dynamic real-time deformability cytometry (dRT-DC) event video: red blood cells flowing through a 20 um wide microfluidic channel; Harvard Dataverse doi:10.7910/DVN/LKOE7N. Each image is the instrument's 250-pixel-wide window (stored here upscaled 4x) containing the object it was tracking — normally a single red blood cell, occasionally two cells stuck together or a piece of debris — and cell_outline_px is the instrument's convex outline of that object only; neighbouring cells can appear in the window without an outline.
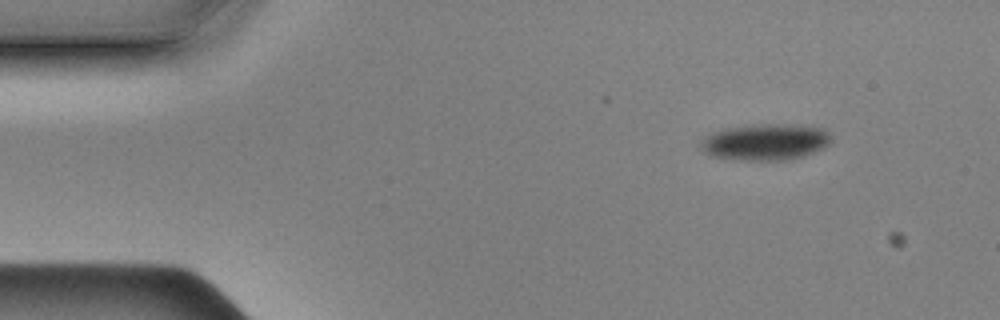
{"species": "Egyptian fruit bat (a non-hibernating species)", "species_latin": "Rousettus aegyptiacus", "temperature_condition": "cold", "stored_images_in_passage": 51, "camera_frame_rate_fps": 3000, "um_per_image_px": 0.085, "animal": {"sex": "male"}, "frame": {"image": 1, "passage_image": 1, "time_ms": 0.0, "image_size_px": [1000, 320], "cell_outline_px": [[832, 140], [824, 148], [804, 156], [788, 160], [740, 160], [712, 156], [704, 152], [700, 148], [700, 140], [704, 136], [720, 128], [752, 124], [776, 124], [820, 128], [828, 132], [832, 136]], "centroid_in_image_um": [65.0, 12.07], "position_along_channel_um": 20.0, "area_um2": 27.92}}
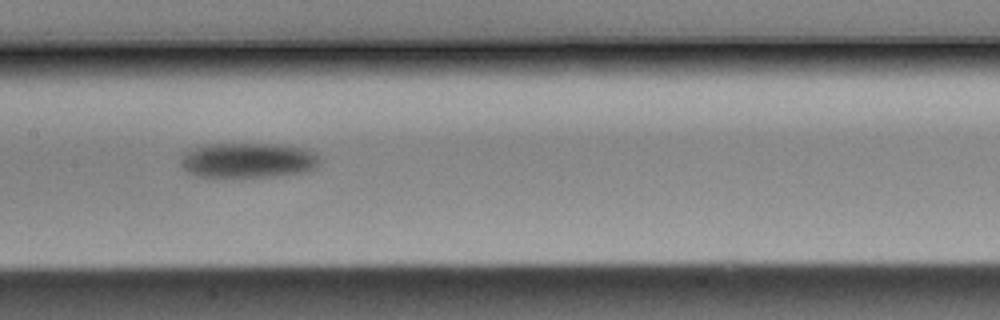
{"frame": {"image": 2, "passage_image": 22, "time_ms": 7.0, "image_size_px": [1000, 320], "cell_outline_px": [[320, 164], [316, 168], [304, 172], [276, 176], [196, 176], [184, 172], [180, 168], [180, 152], [184, 148], [200, 144], [272, 144], [300, 148], [312, 152], [320, 160]], "centroid_in_image_um": [20.92, 13.61], "position_along_channel_um": 186.5, "area_um2": 28.78}}
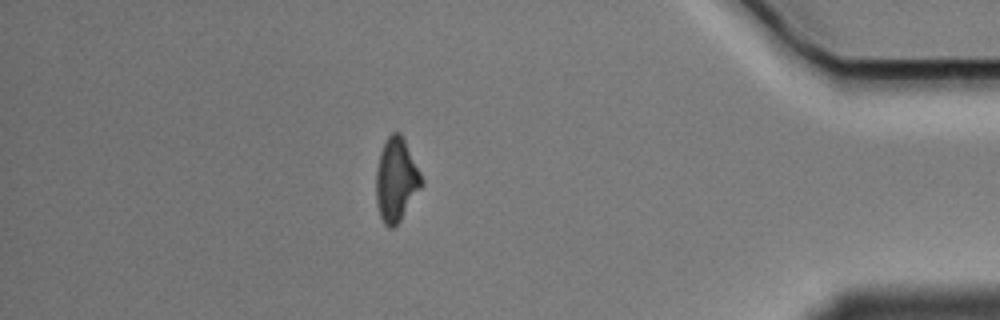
{"frame": {"image": 3, "passage_image": 44, "time_ms": 14.333, "image_size_px": [1000, 320], "cell_outline_px": [[424, 184], [400, 220], [392, 228], [388, 228], [384, 224], [380, 216], [376, 200], [376, 172], [380, 152], [388, 136], [392, 132], [400, 132], [424, 180]], "centroid_in_image_um": [33.68, 15.3], "position_along_channel_um": 401.5, "area_um2": 21.91}, "authors_computed_cell_mechanics": {"area_um2": 27.166, "velocity_mm_per_s": 3.5138, "shape_relaxation_time_tau1_ms": 1.1775, "shape_relaxation_time_tau2_ms": null, "deformation_change_tau1": 0.0521, "deformation_change_tau2": null}}